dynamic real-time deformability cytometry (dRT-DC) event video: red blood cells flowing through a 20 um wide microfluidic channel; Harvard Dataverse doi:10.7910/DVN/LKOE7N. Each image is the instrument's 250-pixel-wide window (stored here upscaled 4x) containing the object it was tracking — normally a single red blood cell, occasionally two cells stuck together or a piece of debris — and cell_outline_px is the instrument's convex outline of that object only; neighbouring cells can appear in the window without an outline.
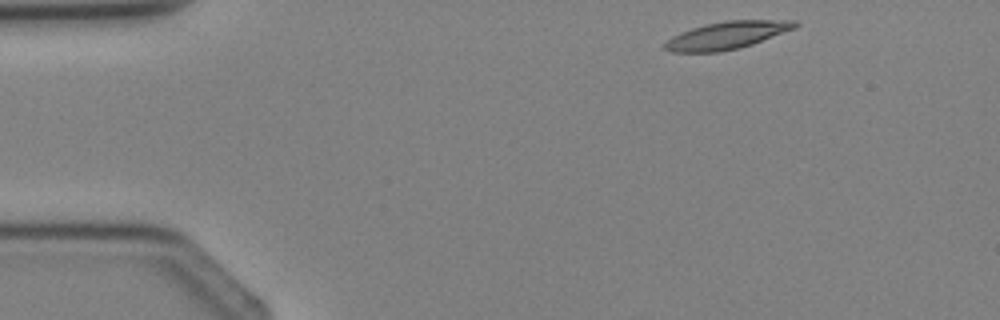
{"species": "Egyptian fruit bat (a non-hibernating species)", "species_latin": "Rousettus aegyptiacus", "temperature_condition": "cold", "stored_images_in_passage": 3, "camera_frame_rate_fps": 3000, "um_per_image_px": 0.085, "animal": {"sex": "female"}, "frame": {"image": 1, "passage_image": 1, "time_ms": 0.0, "image_size_px": [1000, 320], "cell_outline_px": [[800, 24], [796, 28], [752, 44], [720, 52], [672, 52], [664, 48], [664, 44], [672, 36], [692, 28], [724, 20], [796, 20]], "centroid_in_image_um": [61.82, 2.99], "position_along_channel_um": 23.2, "area_um2": 20.69}}
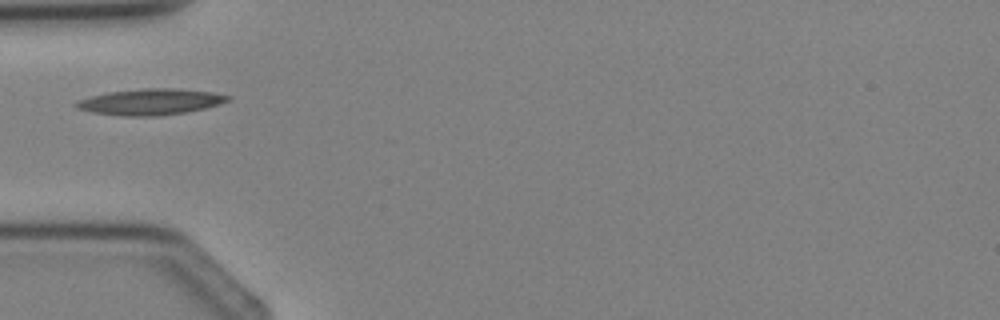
{"frame": {"image": 2, "passage_image": 3, "time_ms": 2.333, "image_size_px": [1000, 320], "cell_outline_px": [[232, 100], [204, 108], [184, 112], [152, 116], [124, 116], [92, 112], [76, 108], [72, 104], [76, 100], [108, 92], [144, 88], [172, 88], [212, 92], [232, 96]], "centroid_in_image_um": [12.76, 8.65], "position_along_channel_um": 72.2, "area_um2": 22.95}}